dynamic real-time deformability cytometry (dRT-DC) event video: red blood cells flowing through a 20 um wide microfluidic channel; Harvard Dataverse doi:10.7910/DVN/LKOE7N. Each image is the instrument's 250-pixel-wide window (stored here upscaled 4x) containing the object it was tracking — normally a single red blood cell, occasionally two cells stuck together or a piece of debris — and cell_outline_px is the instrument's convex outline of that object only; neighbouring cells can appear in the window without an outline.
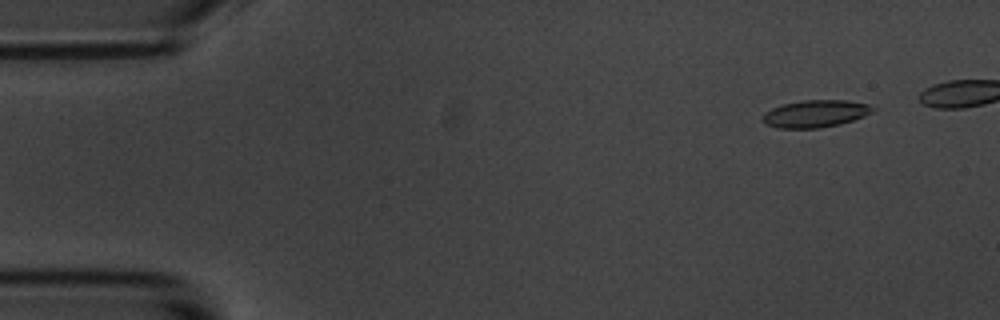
{"species": "common noctule bat (a hibernating species)", "species_latin": "Nyctalus noctula", "temperature_condition": "room temperature", "stored_images_in_passage": 5, "camera_frame_rate_fps": 3000, "um_per_image_px": 0.085, "animal": {"sex": "male", "body_mass_g": 20.1, "forearm_length_mm": 53.5}, "frame": {"image": 1, "passage_image": 1, "time_ms": 0.0, "image_size_px": [1000, 320], "cell_outline_px": [[876, 108], [872, 112], [864, 116], [840, 124], [820, 128], [776, 128], [764, 124], [764, 112], [772, 108], [784, 104], [804, 100], [848, 100], [868, 104]], "centroid_in_image_um": [69.32, 9.66], "position_along_channel_um": 15.7, "area_um2": 17.46}}